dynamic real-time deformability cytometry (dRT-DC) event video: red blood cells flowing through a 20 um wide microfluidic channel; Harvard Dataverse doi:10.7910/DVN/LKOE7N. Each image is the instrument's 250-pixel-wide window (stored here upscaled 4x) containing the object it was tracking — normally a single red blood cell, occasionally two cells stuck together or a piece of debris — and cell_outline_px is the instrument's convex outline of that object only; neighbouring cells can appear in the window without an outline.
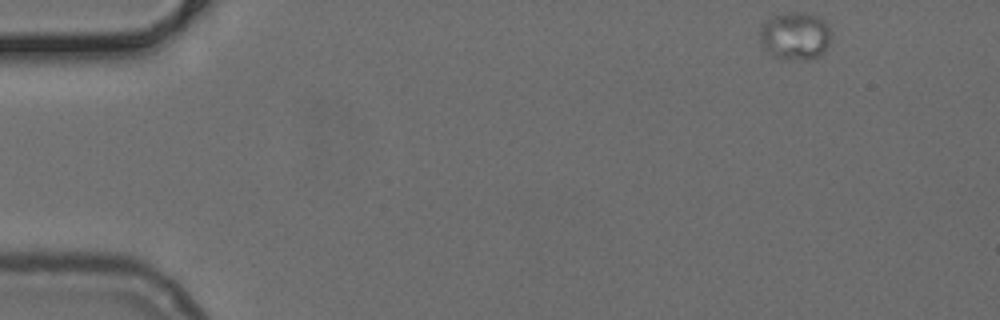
{"species": "common noctule bat (a hibernating species)", "species_latin": "Nyctalus noctula", "temperature_condition": "cold", "stored_images_in_passage": 50, "camera_frame_rate_fps": 3000, "um_per_image_px": 0.085, "animal": {"sex": "female", "body_mass_g": 24.6, "forearm_length_mm": 56.2}, "frame": {"image": 1, "passage_image": 1, "time_ms": 0.0, "image_size_px": [1000, 320], "cell_outline_px": [[832, 40], [824, 52], [808, 60], [780, 60], [768, 52], [760, 40], [760, 28], [772, 16], [788, 12], [808, 12], [820, 16], [824, 20], [832, 36]], "centroid_in_image_um": [67.62, 3.06], "position_along_channel_um": 17.4, "area_um2": 20.17}}
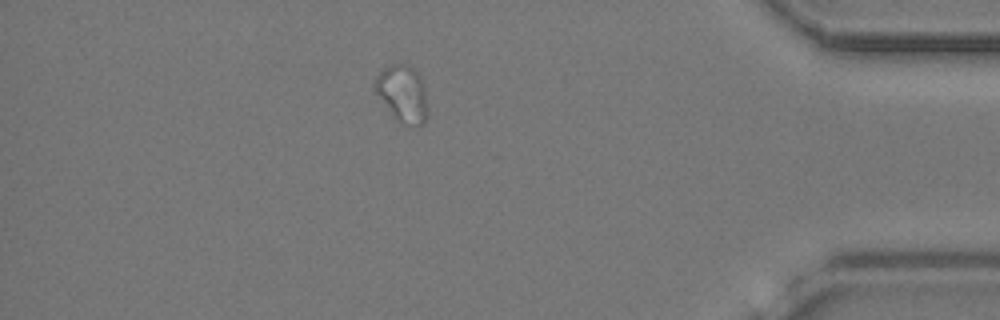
{"frame": {"image": 2, "passage_image": 43, "time_ms": 14.0, "image_size_px": [1000, 320], "cell_outline_px": [[428, 116], [424, 124], [404, 124], [392, 116], [372, 88], [372, 80], [388, 64], [408, 64], [420, 76], [424, 88], [428, 108]], "centroid_in_image_um": [34.18, 7.95], "position_along_channel_um": 401.0, "area_um2": 17.69}}
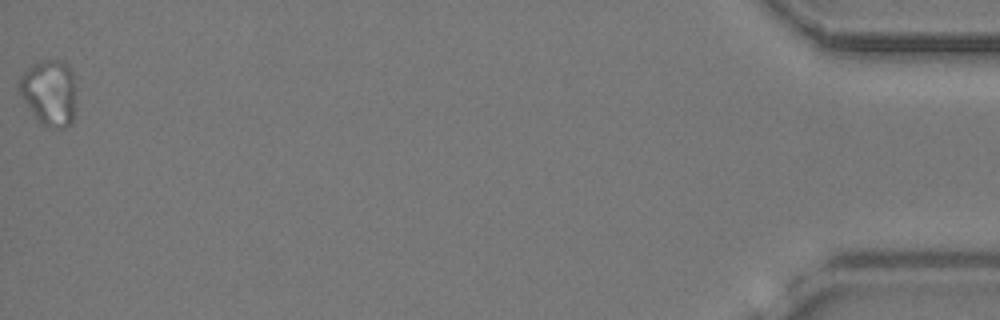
{"frame": {"image": 3, "passage_image": 50, "time_ms": 16.333, "image_size_px": [1000, 320], "cell_outline_px": [[76, 108], [72, 124], [68, 128], [48, 128], [36, 120], [20, 96], [20, 76], [32, 64], [44, 60], [64, 60], [68, 64], [72, 72]], "centroid_in_image_um": [4.21, 7.91], "position_along_channel_um": 431.0, "area_um2": 22.25}}